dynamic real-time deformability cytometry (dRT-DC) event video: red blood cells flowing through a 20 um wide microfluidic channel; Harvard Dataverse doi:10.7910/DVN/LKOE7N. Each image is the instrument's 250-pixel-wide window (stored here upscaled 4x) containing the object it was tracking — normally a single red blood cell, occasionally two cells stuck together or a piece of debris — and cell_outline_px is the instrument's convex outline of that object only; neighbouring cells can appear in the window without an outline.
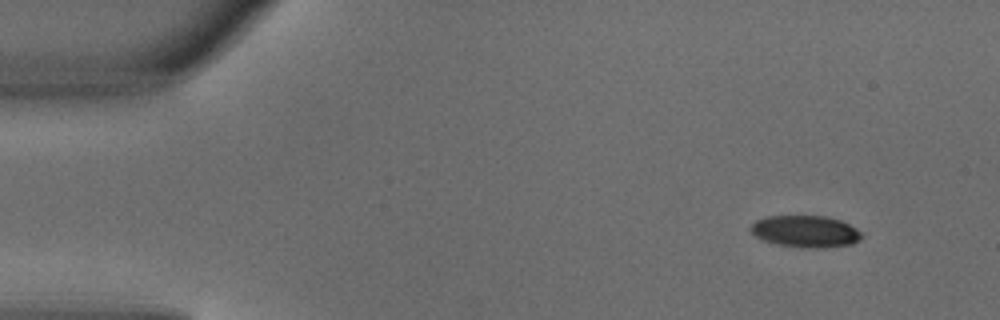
{"species": "common noctule bat (a hibernating species)", "species_latin": "Nyctalus noctula", "temperature_condition": "warm", "stored_images_in_passage": 3, "camera_frame_rate_fps": 3000, "um_per_image_px": 0.085, "animal": {"sex": "male", "body_mass_g": 18.8}, "frame": {"image": 1, "passage_image": 1, "time_ms": 0.0, "image_size_px": [1000, 320], "cell_outline_px": [[864, 236], [860, 240], [852, 244], [820, 248], [808, 248], [780, 244], [764, 240], [756, 236], [748, 228], [756, 220], [764, 216], [824, 216], [840, 220], [856, 228]], "centroid_in_image_um": [68.48, 19.66], "position_along_channel_um": 16.5, "area_um2": 20.46}}